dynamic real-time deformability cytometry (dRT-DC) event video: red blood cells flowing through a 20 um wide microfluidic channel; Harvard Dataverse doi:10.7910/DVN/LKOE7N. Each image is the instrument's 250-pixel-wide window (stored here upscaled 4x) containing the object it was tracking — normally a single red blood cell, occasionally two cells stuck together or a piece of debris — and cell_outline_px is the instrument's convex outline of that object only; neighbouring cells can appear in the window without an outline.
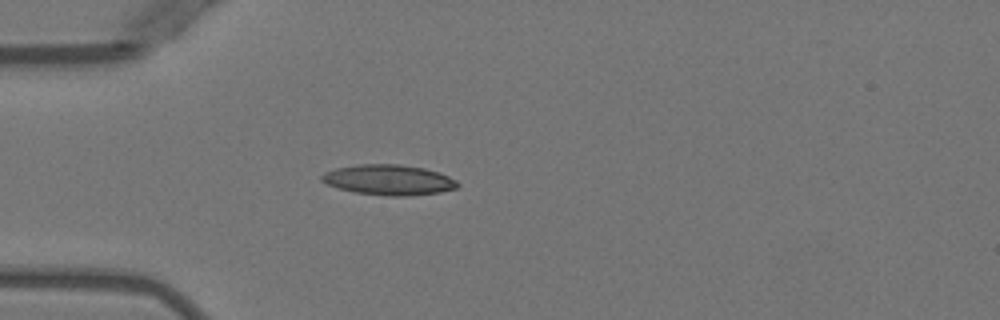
{"species": "Egyptian fruit bat (a non-hibernating species)", "species_latin": "Rousettus aegyptiacus", "temperature_condition": "warm", "stored_images_in_passage": 2, "camera_frame_rate_fps": 3000, "um_per_image_px": 0.085, "animal": {"sex": "female"}, "frame": {"image": 1, "passage_image": 2, "time_ms": 1.333, "image_size_px": [1000, 320], "cell_outline_px": [[460, 184], [456, 188], [440, 192], [408, 196], [388, 196], [356, 192], [340, 188], [328, 184], [320, 180], [320, 176], [324, 172], [336, 168], [360, 164], [400, 164], [424, 168], [440, 172], [456, 180]], "centroid_in_image_um": [33.06, 15.28], "position_along_channel_um": 51.9, "area_um2": 23.99}}